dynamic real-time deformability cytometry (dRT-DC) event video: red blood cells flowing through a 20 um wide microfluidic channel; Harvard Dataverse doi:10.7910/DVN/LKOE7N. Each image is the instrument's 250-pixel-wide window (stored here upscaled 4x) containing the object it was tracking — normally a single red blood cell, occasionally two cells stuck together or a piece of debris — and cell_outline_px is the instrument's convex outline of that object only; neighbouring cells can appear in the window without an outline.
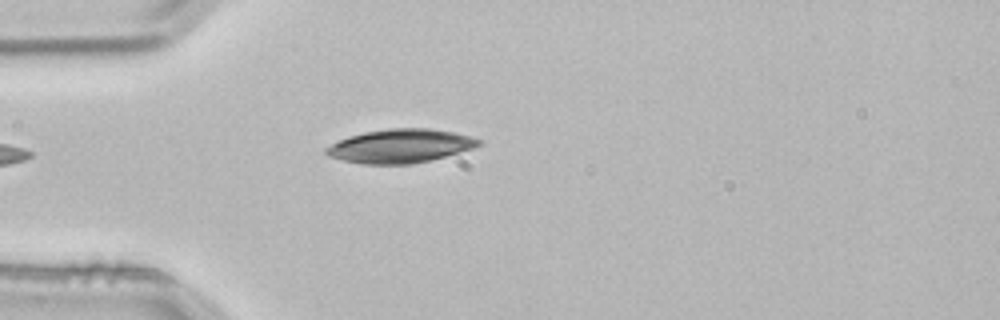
{"species": "common noctule bat (a hibernating species)", "species_latin": "Nyctalus noctula", "temperature_condition": "room temperature", "stored_images_in_passage": 3, "camera_frame_rate_fps": 3000, "um_per_image_px": 0.085, "animal": {"sex": "male", "body_mass_g": 21.5, "forearm_length_mm": 52.0}, "frame": {"image": 1, "passage_image": 3, "time_ms": 0.667, "image_size_px": [1000, 320], "cell_outline_px": [[484, 144], [472, 148], [444, 156], [412, 164], [360, 164], [328, 156], [324, 152], [324, 148], [348, 136], [364, 132], [388, 128], [432, 128], [452, 132], [484, 140]], "centroid_in_image_um": [34.01, 12.4], "position_along_channel_um": 51.0, "area_um2": 29.88}}